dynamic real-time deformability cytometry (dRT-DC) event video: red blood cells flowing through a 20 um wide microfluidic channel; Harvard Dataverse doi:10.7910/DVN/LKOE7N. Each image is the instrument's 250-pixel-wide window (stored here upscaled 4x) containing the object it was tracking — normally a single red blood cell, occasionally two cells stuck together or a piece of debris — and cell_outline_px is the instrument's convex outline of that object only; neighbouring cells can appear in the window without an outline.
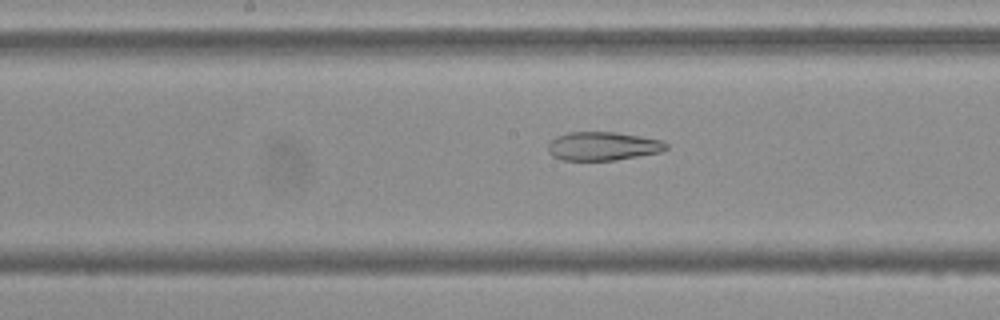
{"species": "Egyptian fruit bat (a non-hibernating species)", "species_latin": "Rousettus aegyptiacus", "temperature_condition": "cold", "stored_images_in_passage": 46, "camera_frame_rate_fps": 3000, "um_per_image_px": 0.085, "frame": {"image": 1, "passage_image": 19, "time_ms": 6.0, "image_size_px": [1000, 320], "cell_outline_px": [[668, 148], [660, 152], [616, 160], [560, 160], [552, 156], [548, 152], [548, 144], [556, 136], [568, 132], [616, 132], [640, 136], [660, 140], [668, 144]], "centroid_in_image_um": [51.22, 12.42], "position_along_channel_um": 197.0, "area_um2": 19.71}}
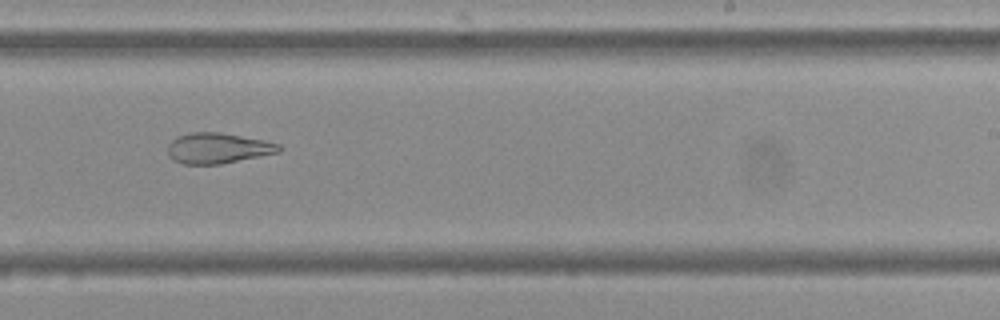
{"frame": {"image": 2, "passage_image": 25, "time_ms": 8.0, "image_size_px": [1000, 320], "cell_outline_px": [[284, 148], [280, 152], [220, 164], [184, 164], [176, 160], [168, 152], [168, 144], [176, 136], [192, 132], [220, 132], [264, 140], [280, 144]], "centroid_in_image_um": [18.56, 12.58], "position_along_channel_um": 270.4, "area_um2": 19.71}}
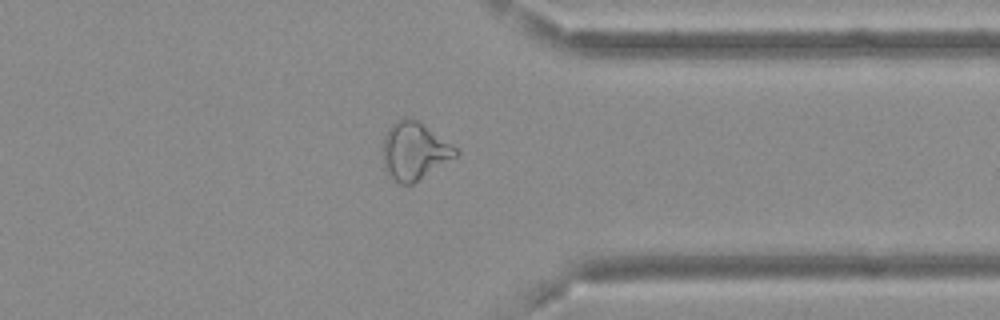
{"frame": {"image": 3, "passage_image": 34, "time_ms": 11.0, "image_size_px": [1000, 320], "cell_outline_px": [[460, 152], [456, 156], [412, 184], [400, 184], [388, 176], [384, 168], [384, 136], [388, 128], [396, 120], [404, 116], [408, 116], [420, 120], [452, 144]], "centroid_in_image_um": [35.21, 12.79], "position_along_channel_um": 376.2, "area_um2": 24.57}, "authors_computed_cell_mechanics": {"area_um2": 25.2297, "velocity_mm_per_s": 3.6857, "shape_relaxation_time_tau1_ms": null, "shape_relaxation_time_tau2_ms": 3.8153, "deformation_change_tau1": null, "deformation_change_tau2": 0.13}}